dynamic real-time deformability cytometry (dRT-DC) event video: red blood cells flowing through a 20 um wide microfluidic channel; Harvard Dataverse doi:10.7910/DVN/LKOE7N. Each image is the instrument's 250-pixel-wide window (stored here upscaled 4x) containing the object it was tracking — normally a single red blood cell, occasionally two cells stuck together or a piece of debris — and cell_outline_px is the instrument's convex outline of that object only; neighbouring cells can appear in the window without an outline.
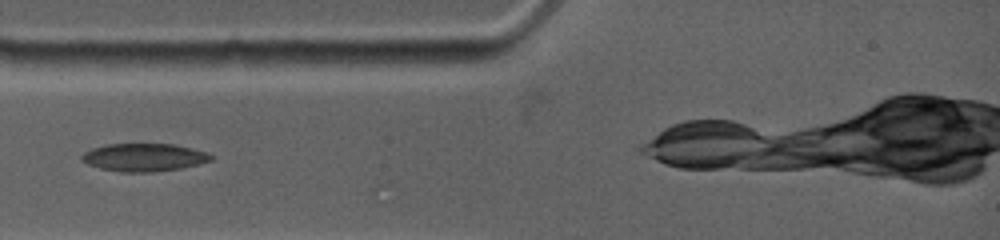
{"species": "common noctule bat (a hibernating species)", "species_latin": "Nyctalus noctula", "temperature_condition": "warm", "stored_images_in_passage": 2, "camera_frame_rate_fps": 4500, "um_per_image_px": 0.085, "animal": {"sex": "female", "body_mass_g": 19.0, "forearm_length_mm": 53.3}, "frame": {"image": 1, "passage_image": 1, "time_ms": 0.0, "image_size_px": [1000, 240], "cell_outline_px": [[212, 160], [184, 168], [152, 172], [120, 172], [100, 168], [88, 164], [80, 160], [80, 156], [84, 152], [92, 148], [108, 144], [172, 144], [192, 148], [208, 152], [212, 156]], "centroid_in_image_um": [12.23, 13.38], "position_along_channel_um": 72.8, "area_um2": 21.1}}